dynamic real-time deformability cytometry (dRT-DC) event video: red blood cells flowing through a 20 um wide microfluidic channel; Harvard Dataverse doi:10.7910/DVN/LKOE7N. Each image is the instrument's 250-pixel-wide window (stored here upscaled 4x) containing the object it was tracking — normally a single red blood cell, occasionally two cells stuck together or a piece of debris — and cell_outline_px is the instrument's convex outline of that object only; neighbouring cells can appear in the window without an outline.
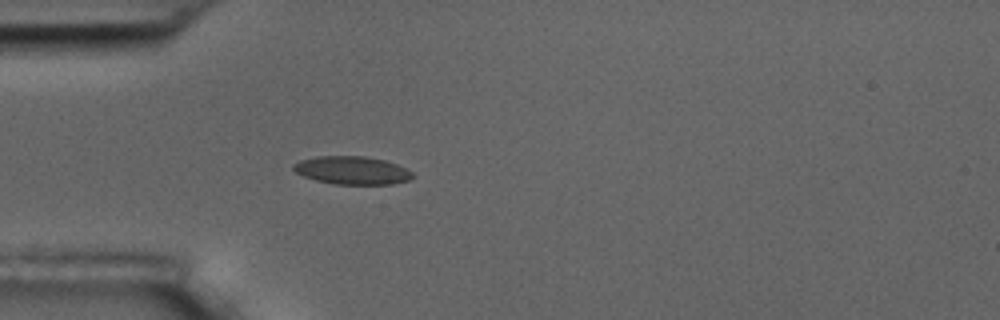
{"species": "common noctule bat (a hibernating species)", "species_latin": "Nyctalus noctula", "temperature_condition": "room temperature", "stored_images_in_passage": 1, "camera_frame_rate_fps": 3000, "um_per_image_px": 0.085, "animal": {"sex": "male", "body_mass_g": 17.5, "forearm_length_mm": 52.3}, "frame": {"image": 1, "passage_image": 1, "time_ms": 0.0, "image_size_px": [1000, 320], "cell_outline_px": [[412, 176], [408, 180], [392, 184], [332, 184], [316, 180], [304, 176], [296, 172], [292, 168], [292, 164], [300, 160], [316, 156], [364, 156], [384, 160], [396, 164], [412, 172]], "centroid_in_image_um": [29.88, 14.47], "position_along_channel_um": 55.1, "area_um2": 19.36}}